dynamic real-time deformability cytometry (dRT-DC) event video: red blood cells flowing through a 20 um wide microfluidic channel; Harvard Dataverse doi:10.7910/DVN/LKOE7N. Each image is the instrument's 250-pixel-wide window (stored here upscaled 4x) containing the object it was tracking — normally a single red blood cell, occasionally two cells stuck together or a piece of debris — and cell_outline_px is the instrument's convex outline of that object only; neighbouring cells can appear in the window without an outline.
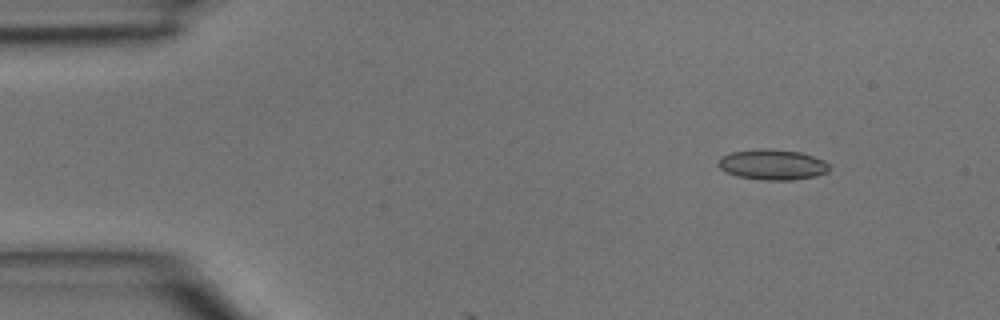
{"species": "common noctule bat (a hibernating species)", "species_latin": "Nyctalus noctula", "temperature_condition": "room temperature", "stored_images_in_passage": 4, "camera_frame_rate_fps": 3000, "um_per_image_px": 0.085, "animal": {"sex": "male", "body_mass_g": 15.6}, "frame": {"image": 1, "passage_image": 2, "time_ms": 0.333, "image_size_px": [1000, 320], "cell_outline_px": [[828, 172], [816, 176], [792, 180], [764, 180], [736, 176], [724, 172], [716, 164], [720, 156], [732, 152], [760, 148], [772, 148], [800, 152], [824, 160], [828, 164]], "centroid_in_image_um": [65.61, 13.99], "position_along_channel_um": 19.4, "area_um2": 19.94}}
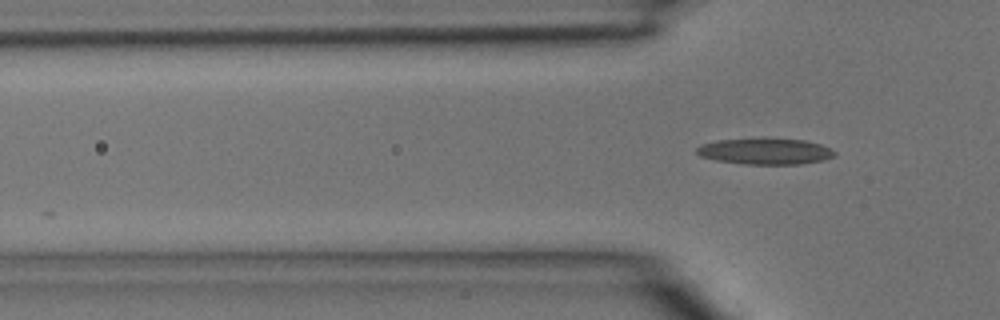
{"frame": {"image": 2, "passage_image": 4, "time_ms": 1.0, "image_size_px": [1000, 320], "cell_outline_px": [[836, 156], [824, 160], [800, 164], [744, 164], [716, 160], [700, 156], [696, 152], [696, 148], [700, 144], [716, 140], [760, 136], [804, 140], [820, 144], [836, 152]], "centroid_in_image_um": [65.01, 12.83], "position_along_channel_um": 60.8, "area_um2": 21.73}}